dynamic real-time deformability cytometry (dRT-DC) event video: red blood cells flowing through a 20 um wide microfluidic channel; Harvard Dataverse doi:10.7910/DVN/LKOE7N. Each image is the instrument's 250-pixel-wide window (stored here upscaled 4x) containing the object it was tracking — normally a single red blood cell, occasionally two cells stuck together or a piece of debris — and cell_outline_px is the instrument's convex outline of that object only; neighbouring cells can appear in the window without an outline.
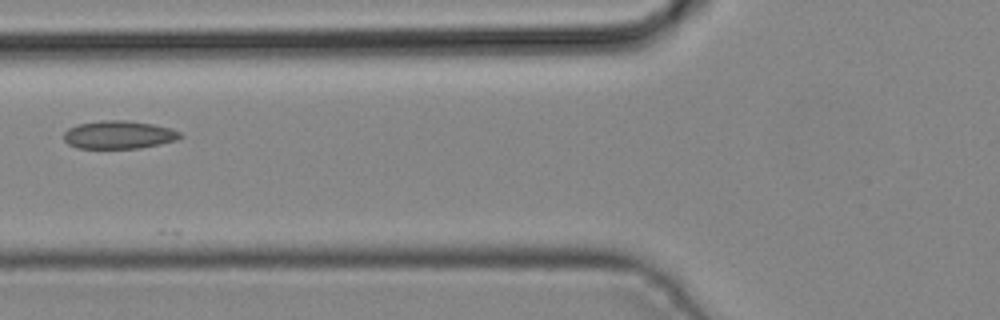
{"species": "common noctule bat (a hibernating species)", "species_latin": "Nyctalus noctula", "temperature_condition": "cold", "stored_images_in_passage": 2, "camera_frame_rate_fps": 3000, "um_per_image_px": 0.085, "animal": {"sex": "male", "body_mass_g": 19.2, "forearm_length_mm": 51.8}, "frame": {"image": 1, "passage_image": 2, "time_ms": 0.333, "image_size_px": [1000, 320], "cell_outline_px": [[184, 136], [176, 140], [160, 144], [140, 148], [76, 148], [68, 144], [64, 140], [64, 132], [68, 128], [76, 124], [104, 120], [124, 120], [152, 124], [172, 128], [180, 132]], "centroid_in_image_um": [10.09, 11.45], "position_along_channel_um": 115.7, "area_um2": 19.13}}